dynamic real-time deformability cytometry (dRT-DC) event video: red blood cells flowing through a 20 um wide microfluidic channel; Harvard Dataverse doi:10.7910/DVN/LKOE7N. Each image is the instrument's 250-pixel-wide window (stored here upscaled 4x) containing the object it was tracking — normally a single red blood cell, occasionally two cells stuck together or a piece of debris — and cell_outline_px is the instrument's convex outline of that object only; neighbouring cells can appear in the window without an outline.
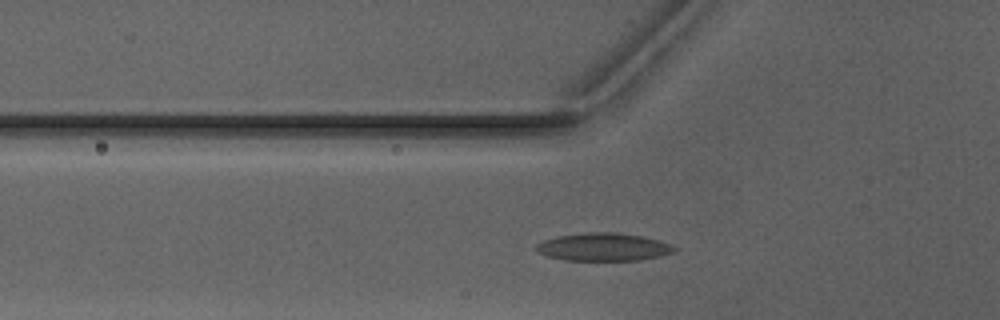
{"species": "Egyptian fruit bat (a non-hibernating species)", "species_latin": "Rousettus aegyptiacus", "temperature_condition": "warm", "stored_images_in_passage": 30, "camera_frame_rate_fps": 3000, "um_per_image_px": 0.085, "animal": {"sex": "male"}, "frame": {"image": 1, "passage_image": 6, "time_ms": 1.667, "image_size_px": [1000, 320], "cell_outline_px": [[680, 248], [676, 252], [660, 256], [640, 260], [564, 260], [544, 256], [536, 252], [536, 244], [544, 240], [556, 236], [588, 232], [616, 232], [644, 236]], "centroid_in_image_um": [51.28, 20.99], "position_along_channel_um": 74.5, "area_um2": 22.66}}
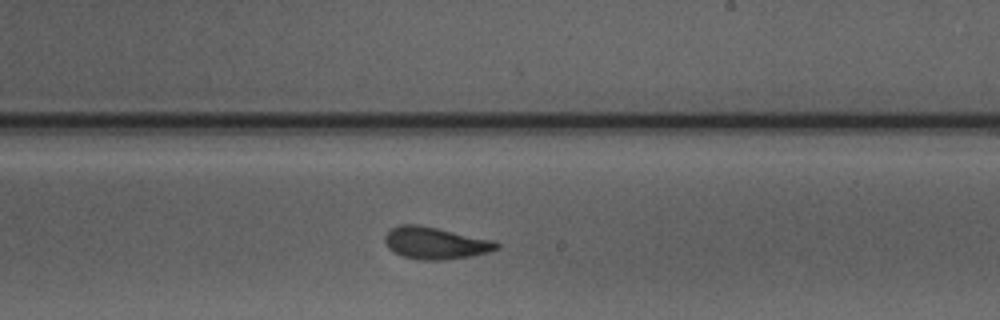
{"frame": {"image": 2, "passage_image": 19, "time_ms": 6.0, "image_size_px": [1000, 320], "cell_outline_px": [[500, 248], [488, 252], [472, 256], [444, 260], [420, 260], [404, 256], [388, 248], [384, 240], [384, 236], [392, 228], [400, 224], [416, 224], [436, 228], [492, 240], [500, 244]], "centroid_in_image_um": [37.01, 20.67], "position_along_channel_um": 252.0, "area_um2": 20.63}}
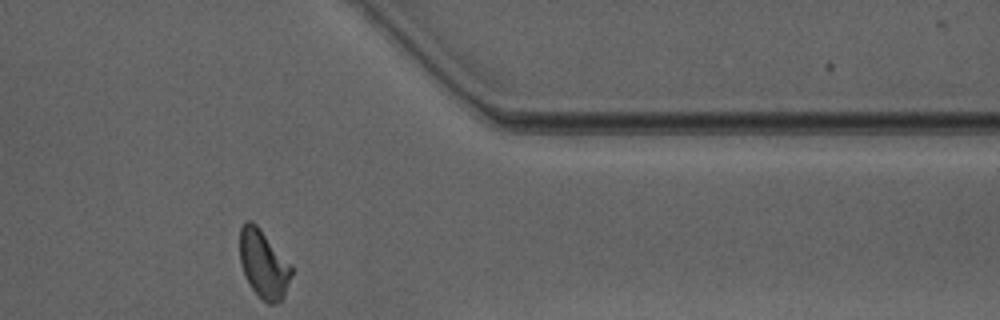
{"frame": {"image": 3, "passage_image": 30, "time_ms": 9.667, "image_size_px": [1000, 320], "cell_outline_px": [[292, 272], [284, 296], [276, 304], [268, 304], [252, 288], [240, 264], [240, 228], [248, 220], [252, 220], [256, 224], [292, 268]], "centroid_in_image_um": [22.38, 22.45], "position_along_channel_um": 389.0, "area_um2": 19.77}, "authors_computed_cell_mechanics": {"area_um2": 20.5768, "velocity_mm_per_s": 4.1022, "shape_relaxation_time_tau1_ms": 3.0932, "shape_relaxation_time_tau2_ms": 1.1979, "deformation_change_tau1": 0.1586, "deformation_change_tau2": 0.0869}}